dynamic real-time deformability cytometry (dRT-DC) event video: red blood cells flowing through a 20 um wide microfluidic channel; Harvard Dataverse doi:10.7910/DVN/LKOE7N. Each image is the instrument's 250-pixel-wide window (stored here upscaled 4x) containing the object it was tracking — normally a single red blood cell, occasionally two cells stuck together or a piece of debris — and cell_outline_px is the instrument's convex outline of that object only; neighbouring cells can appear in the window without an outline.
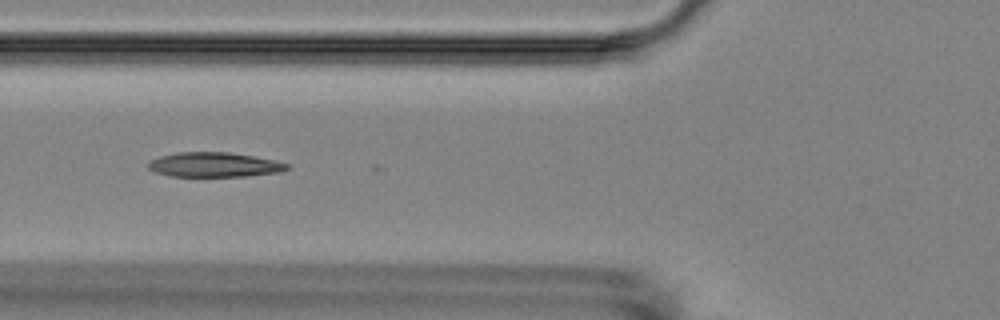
{"species": "Egyptian fruit bat (a non-hibernating species)", "species_latin": "Rousettus aegyptiacus", "temperature_condition": "room temperature", "stored_images_in_passage": 8, "camera_frame_rate_fps": 3000, "um_per_image_px": 0.085, "animal": {"sex": "female"}, "frame": {"image": 1, "passage_image": 2, "time_ms": 1.333, "image_size_px": [1000, 320], "cell_outline_px": [[292, 168], [280, 172], [248, 176], [172, 176], [156, 172], [148, 168], [148, 160], [160, 156], [176, 152], [228, 152], [252, 156], [272, 160], [288, 164]], "centroid_in_image_um": [18.2, 14.0], "position_along_channel_um": 107.6, "area_um2": 19.88}}
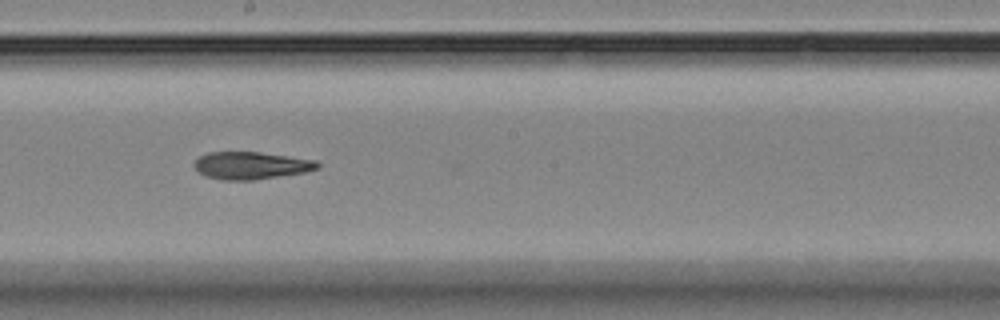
{"frame": {"image": 2, "passage_image": 5, "time_ms": 4.667, "image_size_px": [1000, 320], "cell_outline_px": [[320, 168], [304, 172], [252, 180], [224, 180], [208, 176], [200, 172], [192, 164], [200, 156], [208, 152], [260, 152], [316, 160], [320, 164]], "centroid_in_image_um": [21.36, 14.06], "position_along_channel_um": 226.8, "area_um2": 19.48}}
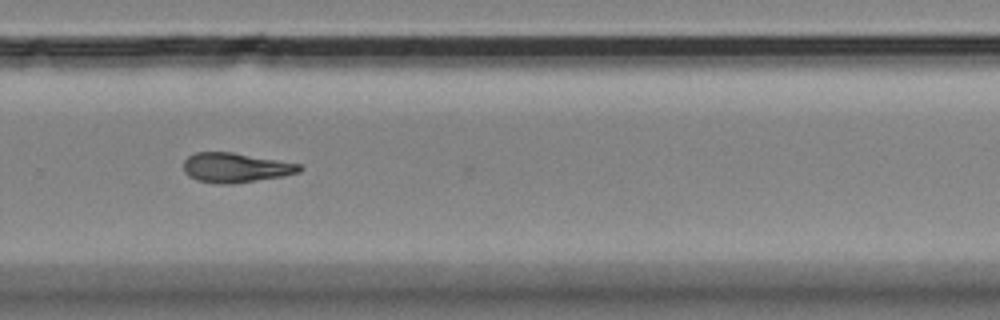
{"frame": {"image": 3, "passage_image": 7, "time_ms": 7.0, "image_size_px": [1000, 320], "cell_outline_px": [[304, 168], [300, 172], [284, 176], [232, 184], [216, 184], [196, 180], [188, 176], [184, 172], [184, 160], [188, 156], [196, 152], [232, 152], [304, 164]], "centroid_in_image_um": [20.06, 14.25], "position_along_channel_um": 309.7, "area_um2": 20.35}}